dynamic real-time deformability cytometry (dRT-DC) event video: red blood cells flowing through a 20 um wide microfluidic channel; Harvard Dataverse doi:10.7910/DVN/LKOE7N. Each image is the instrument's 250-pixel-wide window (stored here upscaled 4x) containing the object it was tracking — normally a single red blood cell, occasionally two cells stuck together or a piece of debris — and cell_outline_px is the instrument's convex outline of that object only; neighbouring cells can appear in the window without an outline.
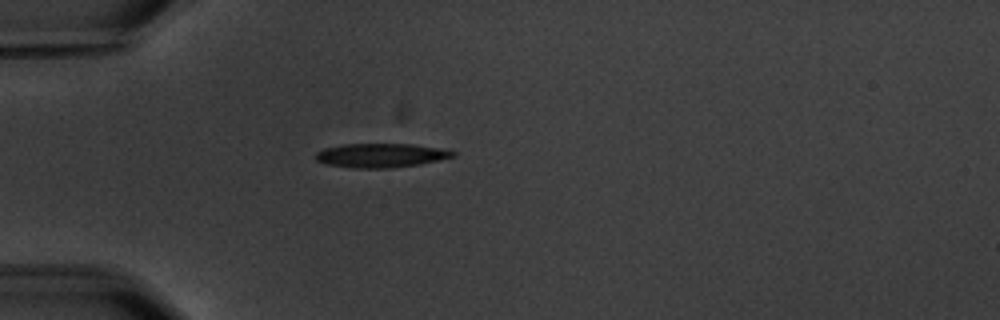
{"species": "common noctule bat (a hibernating species)", "species_latin": "Nyctalus noctula", "temperature_condition": "warm", "stored_images_in_passage": 2, "camera_frame_rate_fps": 3000, "um_per_image_px": 0.085, "animal": {"sex": "male", "body_mass_g": 20.1, "forearm_length_mm": 53.5}, "frame": {"image": 1, "passage_image": 2, "time_ms": 1.0, "image_size_px": [1000, 320], "cell_outline_px": [[456, 156], [420, 164], [388, 168], [356, 168], [328, 164], [316, 160], [316, 152], [324, 148], [344, 144], [412, 144], [440, 148], [456, 152]], "centroid_in_image_um": [32.39, 13.2], "position_along_channel_um": 52.6, "area_um2": 19.07}}